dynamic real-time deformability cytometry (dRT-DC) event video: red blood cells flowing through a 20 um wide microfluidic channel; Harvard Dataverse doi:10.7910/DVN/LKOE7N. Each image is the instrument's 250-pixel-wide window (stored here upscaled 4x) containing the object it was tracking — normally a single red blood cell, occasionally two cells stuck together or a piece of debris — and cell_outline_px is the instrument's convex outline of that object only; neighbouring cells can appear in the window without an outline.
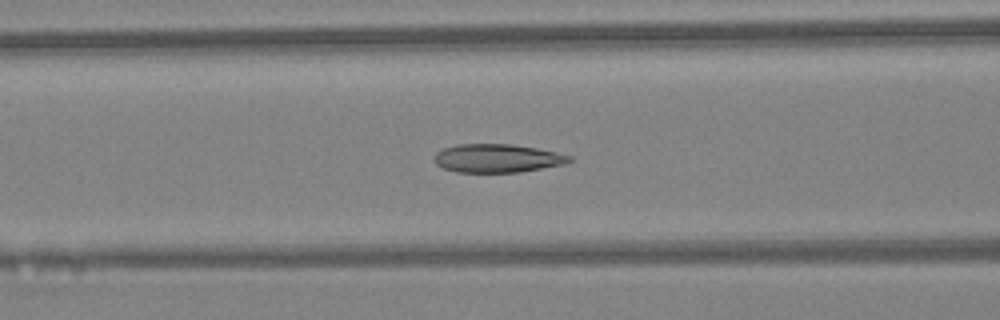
{"species": "Egyptian fruit bat (a non-hibernating species)", "species_latin": "Rousettus aegyptiacus", "temperature_condition": "warm", "stored_images_in_passage": 44, "camera_frame_rate_fps": 3000, "um_per_image_px": 0.085, "animal": {"sex": "female"}, "frame": {"image": 1, "passage_image": 18, "time_ms": 5.667, "image_size_px": [1000, 320], "cell_outline_px": [[572, 160], [564, 164], [520, 172], [456, 172], [444, 168], [436, 164], [432, 160], [436, 152], [444, 148], [456, 144], [512, 144], [536, 148], [556, 152], [572, 156]], "centroid_in_image_um": [42.24, 13.45], "position_along_channel_um": 124.4, "area_um2": 22.43}}
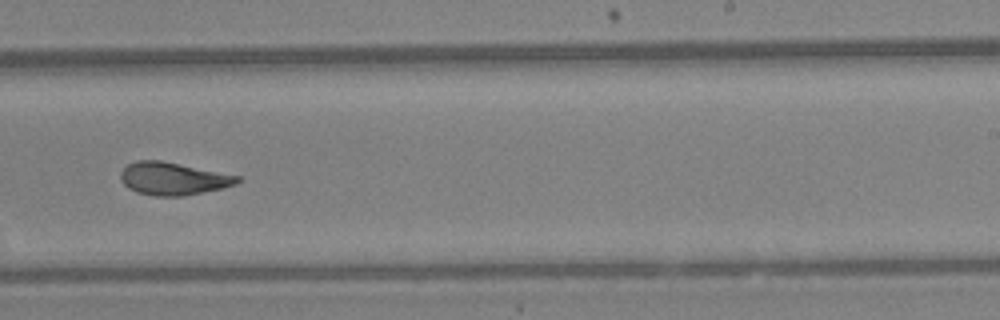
{"frame": {"image": 2, "passage_image": 28, "time_ms": 9.0, "image_size_px": [1000, 320], "cell_outline_px": [[240, 180], [236, 184], [220, 188], [184, 196], [156, 196], [136, 192], [128, 188], [120, 180], [120, 172], [128, 164], [136, 160], [160, 160], [240, 176]], "centroid_in_image_um": [14.67, 15.18], "position_along_channel_um": 274.3, "area_um2": 22.08}}
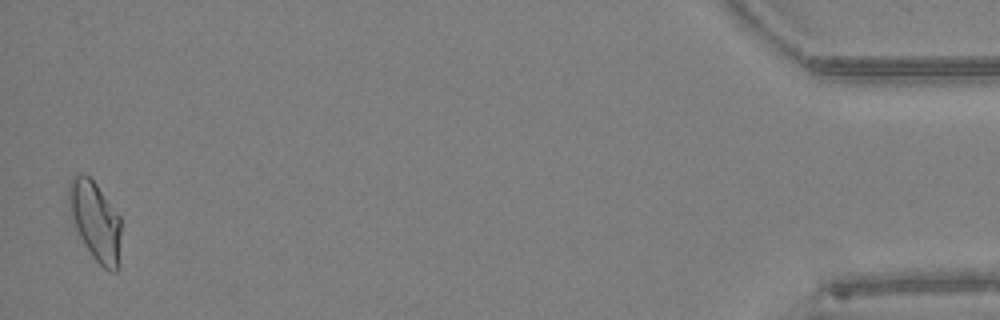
{"frame": {"image": 3, "passage_image": 44, "time_ms": 14.333, "image_size_px": [1000, 320], "cell_outline_px": [[120, 268], [116, 272], [108, 272], [92, 256], [84, 244], [76, 228], [68, 208], [68, 184], [72, 176], [88, 176], [96, 184], [120, 216]], "centroid_in_image_um": [8.12, 18.84], "position_along_channel_um": 427.1, "area_um2": 24.1}, "authors_computed_cell_mechanics": {"area_um2": 22.7154, "velocity_mm_per_s": 4.5306, "shape_relaxation_time_tau1_ms": 5.0844, "shape_relaxation_time_tau2_ms": 1.7531, "deformation_change_tau1": 0.1595, "deformation_change_tau2": 0.0731}}